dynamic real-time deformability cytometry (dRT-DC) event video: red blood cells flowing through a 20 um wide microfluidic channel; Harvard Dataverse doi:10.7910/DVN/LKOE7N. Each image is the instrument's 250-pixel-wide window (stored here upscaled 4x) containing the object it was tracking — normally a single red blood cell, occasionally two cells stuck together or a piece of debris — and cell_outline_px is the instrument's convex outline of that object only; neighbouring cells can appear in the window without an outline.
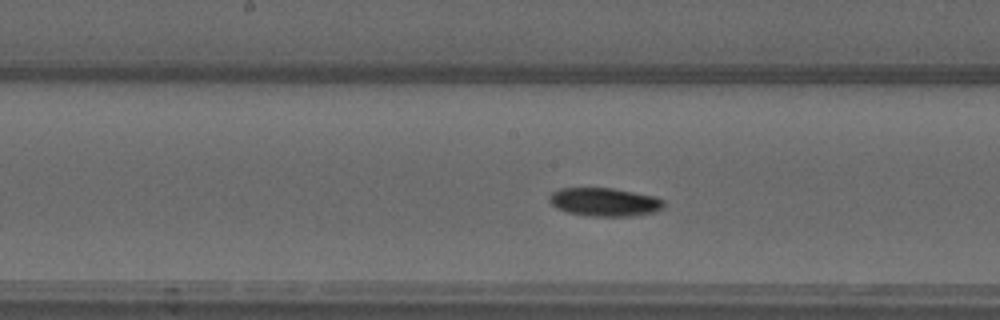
{"species": "common noctule bat (a hibernating species)", "species_latin": "Nyctalus noctula", "temperature_condition": "warm", "stored_images_in_passage": 37, "camera_frame_rate_fps": 3000, "um_per_image_px": 0.085, "animal": {"sex": "male", "forearm_length_mm": 52.5}, "frame": {"image": 1, "passage_image": 20, "time_ms": 6.333, "image_size_px": [1000, 320], "cell_outline_px": [[664, 208], [656, 212], [632, 216], [588, 216], [564, 212], [556, 208], [548, 200], [548, 196], [552, 192], [560, 188], [612, 188], [652, 196], [664, 200]], "centroid_in_image_um": [51.35, 17.18], "position_along_channel_um": 196.8, "area_um2": 19.07}}
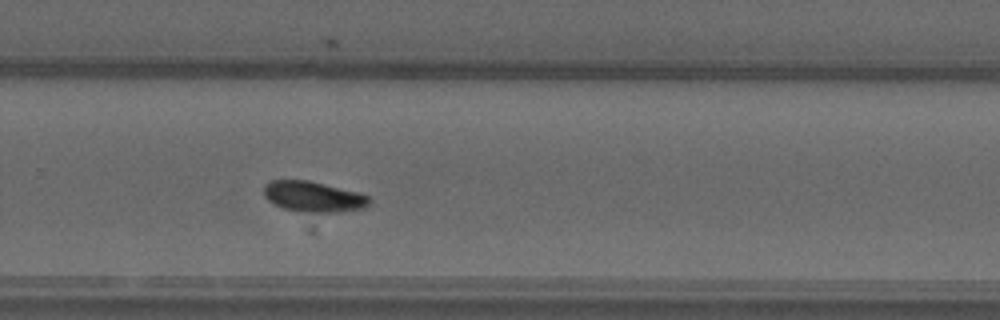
{"frame": {"image": 2, "passage_image": 28, "time_ms": 9.0, "image_size_px": [1000, 320], "cell_outline_px": [[372, 204], [364, 208], [332, 212], [296, 212], [272, 204], [264, 196], [264, 184], [268, 180], [308, 180], [360, 192], [368, 196], [372, 200]], "centroid_in_image_um": [26.63, 16.71], "position_along_channel_um": 303.2, "area_um2": 19.13}}
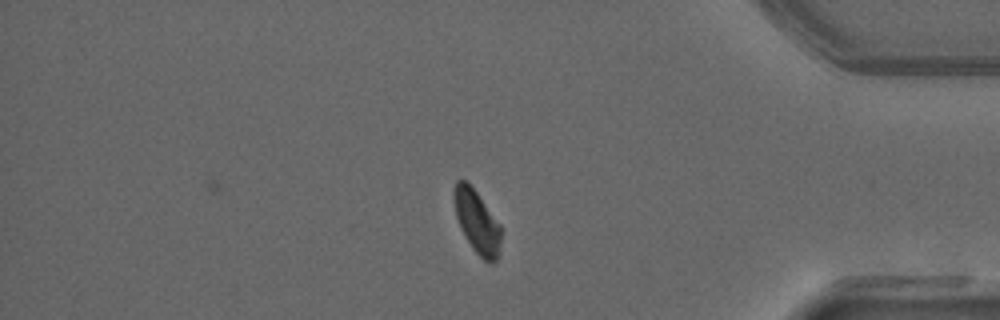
{"frame": {"image": 3, "passage_image": 37, "time_ms": 12.0, "image_size_px": [1000, 320], "cell_outline_px": [[500, 244], [496, 260], [492, 264], [484, 260], [472, 248], [464, 236], [460, 228], [456, 216], [456, 180], [464, 180], [476, 192], [500, 224]], "centroid_in_image_um": [40.57, 18.92], "position_along_channel_um": 394.6, "area_um2": 16.53}, "authors_computed_cell_mechanics": {"area_um2": 18.4382, "velocity_mm_per_s": 4.0098, "shape_relaxation_time_tau1_ms": 4.0637, "shape_relaxation_time_tau2_ms": null, "deformation_change_tau1": 0.1231, "deformation_change_tau2": null}}